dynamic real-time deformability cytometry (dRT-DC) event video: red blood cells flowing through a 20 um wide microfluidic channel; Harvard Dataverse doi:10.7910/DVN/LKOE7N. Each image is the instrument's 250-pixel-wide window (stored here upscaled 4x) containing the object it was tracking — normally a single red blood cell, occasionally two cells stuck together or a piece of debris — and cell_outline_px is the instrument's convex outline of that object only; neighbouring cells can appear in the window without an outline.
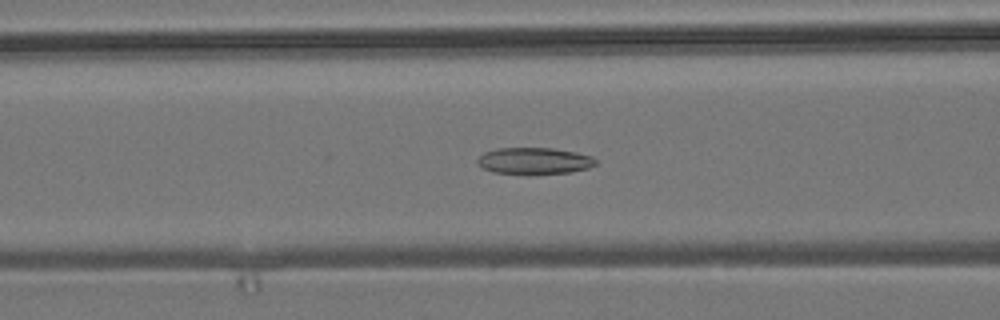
{"species": "common noctule bat (a hibernating species)", "species_latin": "Nyctalus noctula", "temperature_condition": "room temperature", "stored_images_in_passage": 54, "camera_frame_rate_fps": 3000, "um_per_image_px": 0.085, "animal": {"sex": "male", "body_mass_g": 19.2, "forearm_length_mm": 51.8}, "frame": {"image": 1, "passage_image": 22, "time_ms": 7.0, "image_size_px": [1000, 320], "cell_outline_px": [[596, 164], [588, 168], [572, 172], [492, 172], [480, 168], [476, 164], [476, 160], [484, 152], [496, 148], [552, 148], [576, 152], [592, 156], [596, 160]], "centroid_in_image_um": [45.38, 13.64], "position_along_channel_um": 121.2, "area_um2": 17.92}}
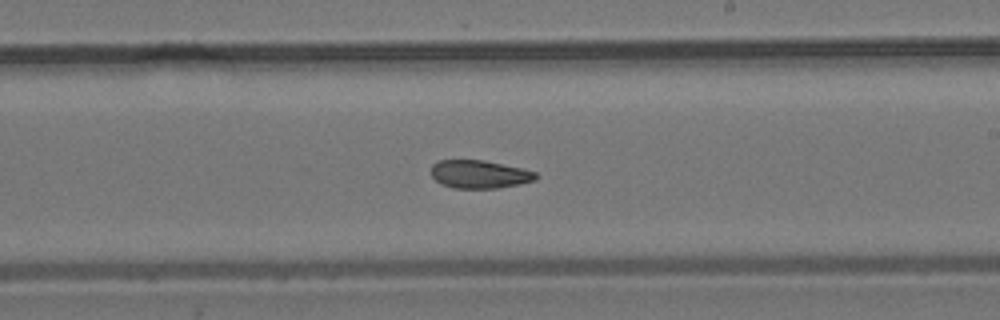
{"frame": {"image": 2, "passage_image": 32, "time_ms": 10.333, "image_size_px": [1000, 320], "cell_outline_px": [[536, 180], [520, 184], [496, 188], [452, 188], [440, 184], [432, 176], [432, 164], [440, 160], [484, 160], [520, 168], [536, 172]], "centroid_in_image_um": [40.73, 14.81], "position_along_channel_um": 248.3, "area_um2": 17.05}}
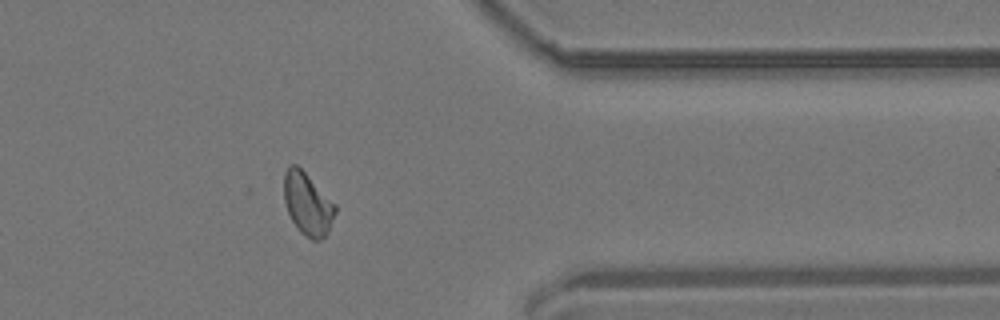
{"frame": {"image": 3, "passage_image": 44, "time_ms": 14.333, "image_size_px": [1000, 320], "cell_outline_px": [[336, 212], [328, 232], [320, 240], [312, 240], [300, 232], [296, 228], [288, 212], [284, 200], [284, 172], [292, 164], [296, 164], [336, 204]], "centroid_in_image_um": [26.15, 17.35], "position_along_channel_um": 385.3, "area_um2": 18.5}, "authors_computed_cell_mechanics": {"area_um2": 18.6983, "velocity_mm_per_s": 3.8169, "shape_relaxation_time_tau1_ms": null, "shape_relaxation_time_tau2_ms": 2.8298, "deformation_change_tau1": null, "deformation_change_tau2": 0.0774}}